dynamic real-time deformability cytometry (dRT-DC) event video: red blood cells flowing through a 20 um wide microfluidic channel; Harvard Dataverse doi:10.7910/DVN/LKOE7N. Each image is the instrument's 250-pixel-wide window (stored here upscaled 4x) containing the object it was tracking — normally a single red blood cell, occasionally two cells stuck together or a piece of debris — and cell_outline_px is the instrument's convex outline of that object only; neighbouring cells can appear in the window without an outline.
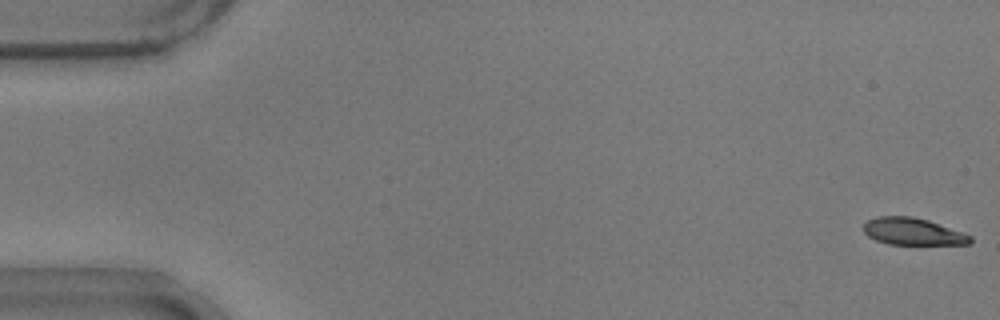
{"species": "common noctule bat (a hibernating species)", "species_latin": "Nyctalus noctula", "temperature_condition": "warm", "stored_images_in_passage": 54, "camera_frame_rate_fps": 3000, "um_per_image_px": 0.085, "animal": {"sex": "male", "body_mass_g": 17.9}, "frame": {"image": 1, "passage_image": 1, "time_ms": 0.0, "image_size_px": [1000, 320], "cell_outline_px": [[972, 240], [968, 244], [888, 244], [876, 240], [868, 236], [864, 232], [864, 224], [868, 220], [876, 216], [912, 216], [928, 220], [964, 232], [972, 236]], "centroid_in_image_um": [77.59, 19.67], "position_along_channel_um": 7.4, "area_um2": 16.82}}
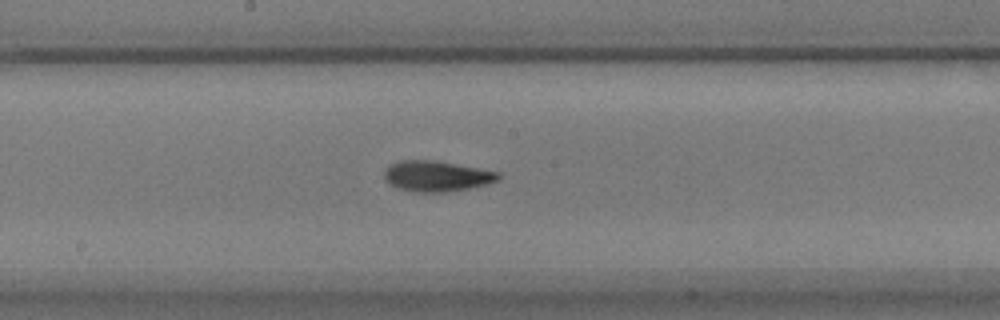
{"frame": {"image": 2, "passage_image": 29, "time_ms": 9.333, "image_size_px": [1000, 320], "cell_outline_px": [[504, 176], [500, 180], [468, 188], [444, 192], [416, 192], [400, 188], [384, 180], [384, 172], [388, 164], [400, 160], [436, 160], [500, 172]], "centroid_in_image_um": [37.13, 14.95], "position_along_channel_um": 211.1, "area_um2": 20.4}}
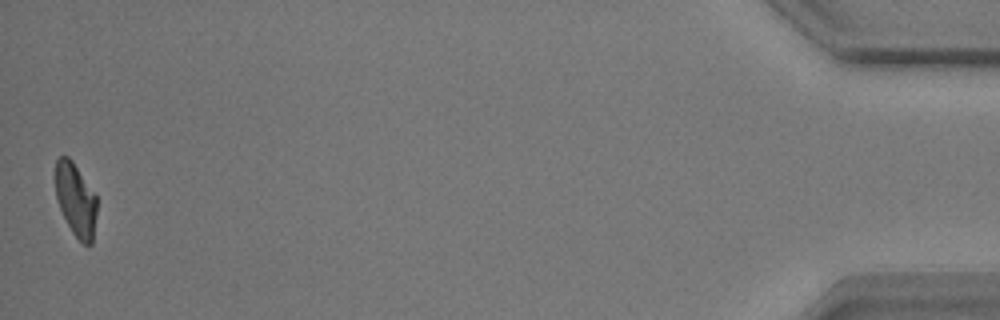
{"frame": {"image": 3, "passage_image": 54, "time_ms": 17.667, "image_size_px": [1000, 320], "cell_outline_px": [[96, 212], [92, 244], [84, 244], [72, 232], [60, 208], [56, 196], [56, 160], [60, 156], [68, 156], [72, 160], [96, 196]], "centroid_in_image_um": [6.43, 16.97], "position_along_channel_um": 428.8, "area_um2": 17.22}, "authors_computed_cell_mechanics": {"area_um2": 19.2185, "velocity_mm_per_s": 3.7225, "shape_relaxation_time_tau1_ms": 3.8293, "shape_relaxation_time_tau2_ms": 3.3399, "deformation_change_tau1": 0.1769, "deformation_change_tau2": 0.07}}